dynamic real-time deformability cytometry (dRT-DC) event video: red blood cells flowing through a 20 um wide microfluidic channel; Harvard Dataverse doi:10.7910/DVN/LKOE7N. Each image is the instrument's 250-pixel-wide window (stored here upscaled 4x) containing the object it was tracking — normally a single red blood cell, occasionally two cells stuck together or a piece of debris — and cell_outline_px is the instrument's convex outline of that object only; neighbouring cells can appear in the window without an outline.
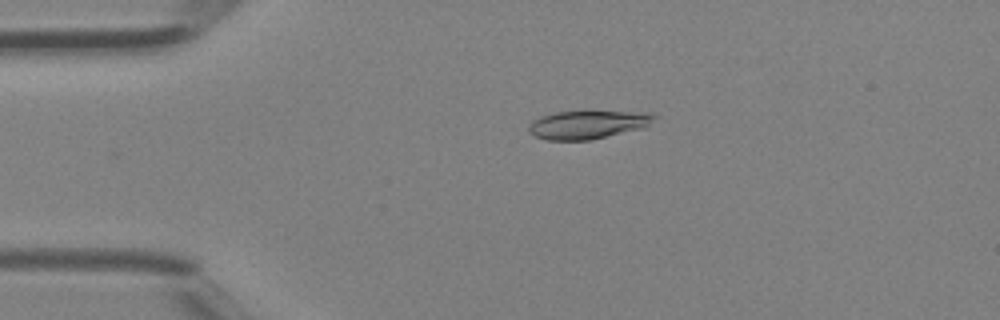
{"species": "Egyptian fruit bat (a non-hibernating species)", "species_latin": "Rousettus aegyptiacus", "temperature_condition": "room temperature", "stored_images_in_passage": 36, "camera_frame_rate_fps": 3000, "um_per_image_px": 0.085, "animal": {"sex": "female"}, "frame": {"image": 1, "passage_image": 3, "time_ms": 0.667, "image_size_px": [1000, 320], "cell_outline_px": [[660, 116], [644, 128], [592, 140], [548, 140], [536, 136], [528, 132], [528, 128], [532, 120], [540, 116], [556, 112], [652, 112]], "centroid_in_image_um": [50.01, 10.6], "position_along_channel_um": 35.0, "area_um2": 20.81}}
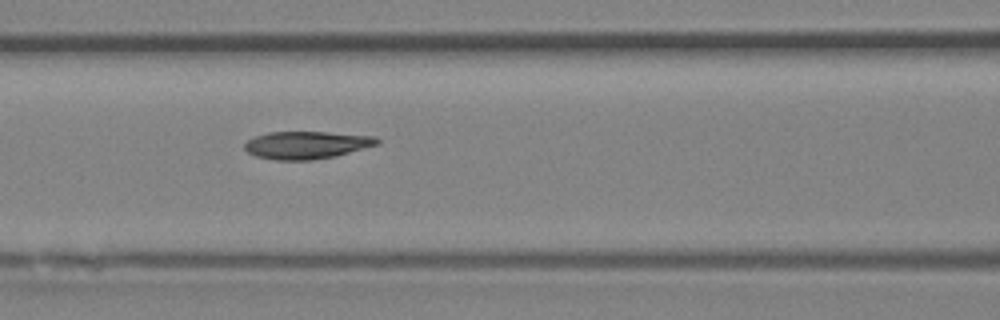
{"frame": {"image": 2, "passage_image": 12, "time_ms": 3.667, "image_size_px": [1000, 320], "cell_outline_px": [[380, 144], [336, 156], [312, 160], [276, 160], [256, 156], [248, 152], [244, 148], [244, 144], [248, 140], [256, 136], [268, 132], [328, 132], [376, 136], [380, 140]], "centroid_in_image_um": [26.09, 12.32], "position_along_channel_um": 140.5, "area_um2": 21.39}}
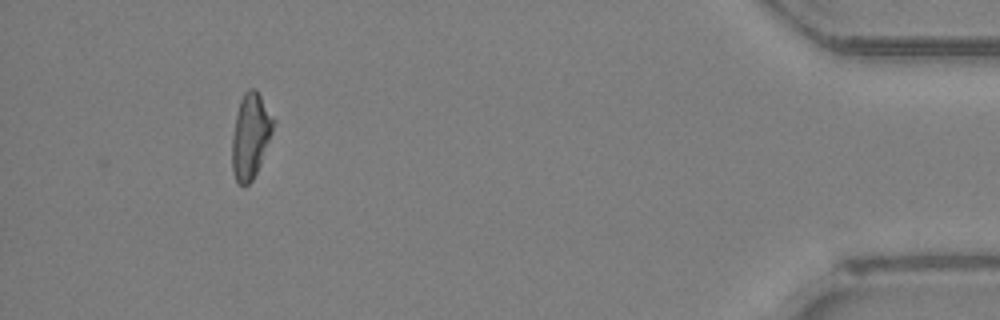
{"frame": {"image": 3, "passage_image": 33, "time_ms": 10.667, "image_size_px": [1000, 320], "cell_outline_px": [[276, 120], [272, 132], [260, 164], [252, 180], [248, 184], [240, 184], [236, 180], [232, 172], [232, 136], [236, 116], [240, 100], [244, 92], [248, 88], [256, 88]], "centroid_in_image_um": [21.3, 11.5], "position_along_channel_um": 413.9, "area_um2": 20.4}}